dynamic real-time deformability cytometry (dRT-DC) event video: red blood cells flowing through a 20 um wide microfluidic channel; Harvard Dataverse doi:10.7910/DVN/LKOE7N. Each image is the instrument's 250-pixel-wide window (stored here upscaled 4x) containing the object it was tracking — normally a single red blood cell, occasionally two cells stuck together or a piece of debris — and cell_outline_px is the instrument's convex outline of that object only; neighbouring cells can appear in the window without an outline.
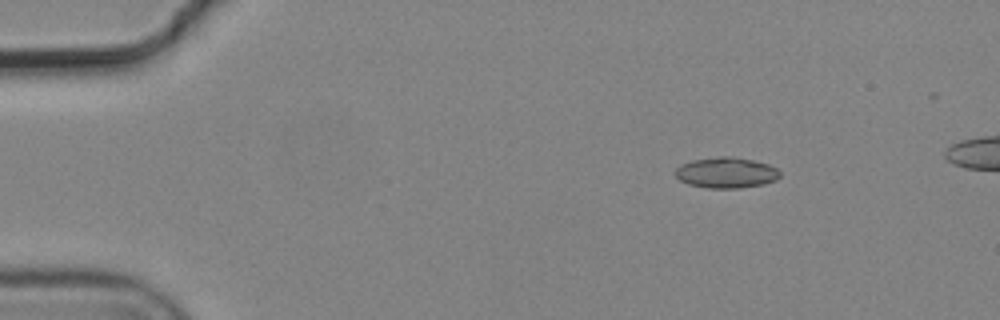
{"species": "common noctule bat (a hibernating species)", "species_latin": "Nyctalus noctula", "temperature_condition": "cold", "stored_images_in_passage": 14, "camera_frame_rate_fps": 3000, "um_per_image_px": 0.085, "animal": {"sex": "male", "body_mass_g": 19.2, "forearm_length_mm": 51.8}, "frame": {"image": 1, "passage_image": 2, "time_ms": 0.333, "image_size_px": [1000, 320], "cell_outline_px": [[780, 176], [776, 180], [764, 184], [740, 188], [708, 188], [688, 184], [680, 180], [676, 176], [676, 168], [680, 164], [692, 160], [720, 156], [732, 156], [752, 160], [768, 164], [776, 168], [780, 172]], "centroid_in_image_um": [61.73, 14.67], "position_along_channel_um": 23.3, "area_um2": 18.79}}
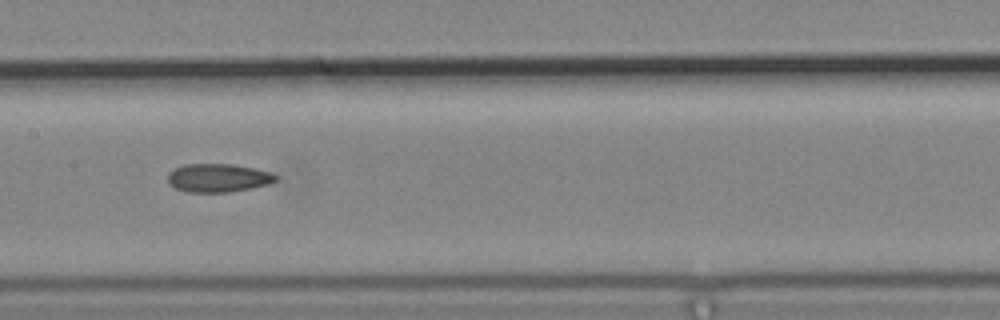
{"frame": {"image": 2, "passage_image": 7, "time_ms": 2.0, "image_size_px": [1000, 320], "cell_outline_px": [[280, 176], [276, 180], [268, 184], [252, 188], [228, 192], [188, 192], [176, 188], [168, 184], [168, 172], [184, 164], [232, 164], [272, 172]], "centroid_in_image_um": [18.55, 15.12], "position_along_channel_um": 188.9, "area_um2": 17.92}}
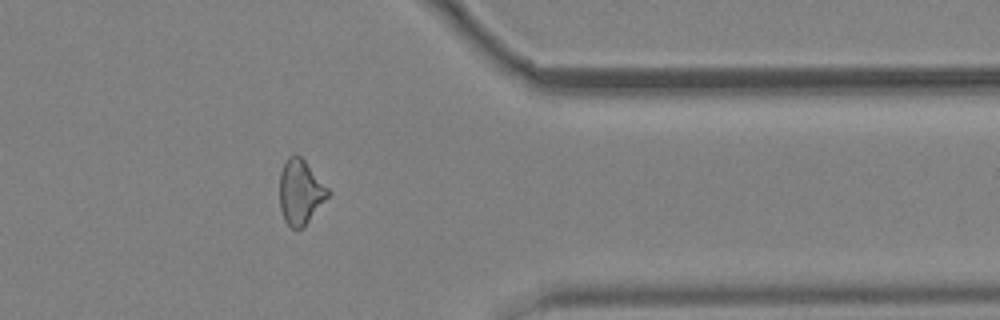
{"frame": {"image": 3, "passage_image": 12, "time_ms": 3.667, "image_size_px": [1000, 320], "cell_outline_px": [[332, 192], [304, 228], [292, 228], [284, 220], [280, 208], [280, 172], [288, 156], [296, 152], [304, 160]], "centroid_in_image_um": [25.54, 16.32], "position_along_channel_um": 385.9, "area_um2": 18.38}}